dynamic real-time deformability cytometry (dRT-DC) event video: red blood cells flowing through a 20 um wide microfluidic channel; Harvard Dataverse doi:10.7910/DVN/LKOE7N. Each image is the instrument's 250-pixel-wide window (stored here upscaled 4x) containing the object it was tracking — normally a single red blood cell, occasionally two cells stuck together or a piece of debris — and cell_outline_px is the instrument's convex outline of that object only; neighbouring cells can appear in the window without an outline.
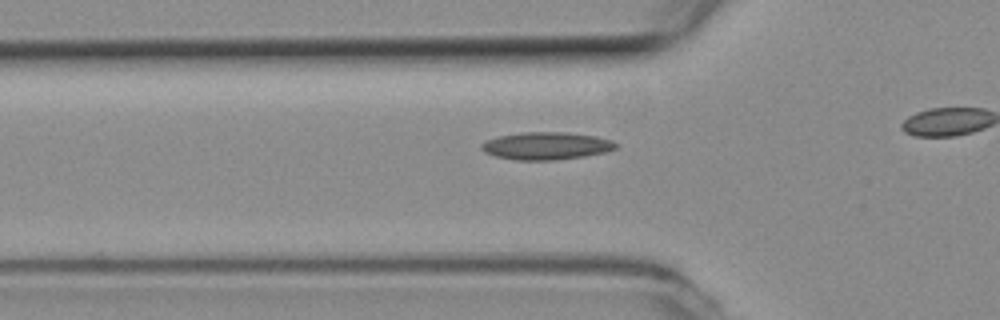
{"species": "common noctule bat (a hibernating species)", "species_latin": "Nyctalus noctula", "temperature_condition": "room temperature", "stored_images_in_passage": 28, "camera_frame_rate_fps": 3000, "um_per_image_px": 0.085, "animal": {"sex": "female", "body_mass_g": 19.3, "forearm_length_mm": 54.1}, "frame": {"image": 1, "passage_image": 6, "time_ms": 1.667, "image_size_px": [1000, 320], "cell_outline_px": [[616, 148], [604, 152], [584, 156], [556, 160], [516, 160], [496, 156], [484, 152], [480, 148], [480, 144], [484, 140], [500, 136], [520, 132], [564, 132], [596, 136], [612, 140], [616, 144]], "centroid_in_image_um": [46.39, 12.39], "position_along_channel_um": 79.4, "area_um2": 21.56}}
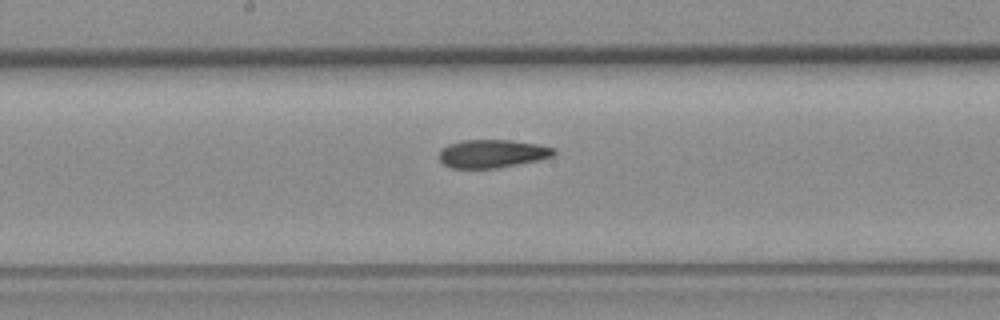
{"frame": {"image": 2, "passage_image": 16, "time_ms": 5.0, "image_size_px": [1000, 320], "cell_outline_px": [[556, 152], [552, 156], [540, 160], [496, 168], [452, 168], [444, 164], [440, 160], [440, 148], [448, 144], [460, 140], [508, 140], [536, 144], [552, 148]], "centroid_in_image_um": [41.8, 13.06], "position_along_channel_um": 206.4, "area_um2": 18.73}}
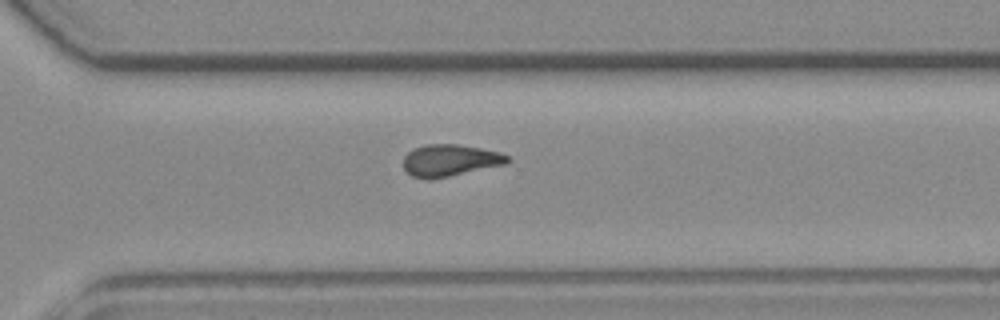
{"frame": {"image": 3, "passage_image": 26, "time_ms": 8.333, "image_size_px": [1000, 320], "cell_outline_px": [[512, 160], [504, 164], [448, 176], [428, 180], [412, 176], [404, 168], [404, 156], [412, 148], [428, 144], [456, 144], [480, 148], [500, 152], [508, 156]], "centroid_in_image_um": [38.23, 13.62], "position_along_channel_um": 332.4, "area_um2": 19.13}}